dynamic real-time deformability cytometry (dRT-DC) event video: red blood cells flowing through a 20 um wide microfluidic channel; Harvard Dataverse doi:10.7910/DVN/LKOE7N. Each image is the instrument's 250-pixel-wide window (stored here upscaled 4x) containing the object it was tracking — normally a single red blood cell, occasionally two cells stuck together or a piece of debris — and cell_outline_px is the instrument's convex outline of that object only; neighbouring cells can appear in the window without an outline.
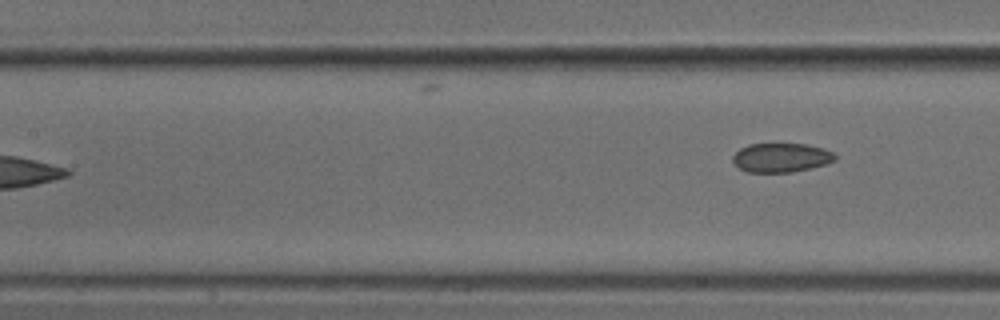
{"species": "common noctule bat (a hibernating species)", "species_latin": "Nyctalus noctula", "temperature_condition": "cold", "stored_images_in_passage": 7, "camera_frame_rate_fps": 3000, "um_per_image_px": 0.085, "animal": {"sex": "male", "body_mass_g": 18.8}, "frame": {"image": 1, "passage_image": 7, "time_ms": 2.0, "image_size_px": [1000, 320], "cell_outline_px": [[836, 160], [828, 164], [792, 172], [748, 172], [740, 168], [732, 160], [732, 156], [740, 148], [748, 144], [808, 144], [824, 148], [832, 152], [836, 156]], "centroid_in_image_um": [66.42, 13.39], "position_along_channel_um": 141.0, "area_um2": 17.4}}